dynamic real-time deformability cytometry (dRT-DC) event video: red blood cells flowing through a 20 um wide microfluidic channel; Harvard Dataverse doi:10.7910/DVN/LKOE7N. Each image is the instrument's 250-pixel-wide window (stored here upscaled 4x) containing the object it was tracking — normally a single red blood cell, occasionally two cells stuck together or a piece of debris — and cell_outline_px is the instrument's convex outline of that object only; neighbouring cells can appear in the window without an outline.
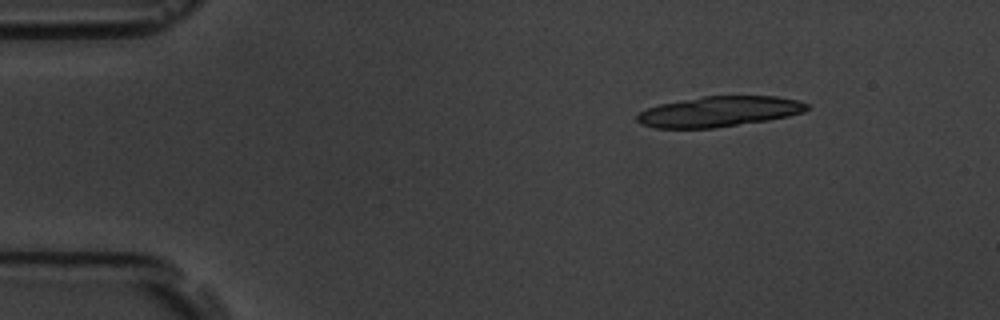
{"species": "common noctule bat (a hibernating species)", "species_latin": "Nyctalus noctula", "temperature_condition": "room temperature", "stored_images_in_passage": 10, "camera_frame_rate_fps": 3000, "um_per_image_px": 0.085, "animal": {"sex": "male", "body_mass_g": 19.5, "forearm_length_mm": 54.6}, "frame": {"image": 1, "passage_image": 2, "time_ms": 1.0, "image_size_px": [1000, 320], "cell_outline_px": [[808, 108], [804, 112], [788, 116], [768, 120], [716, 128], [656, 128], [640, 124], [636, 120], [636, 116], [640, 112], [648, 108], [660, 104], [704, 96], [776, 96], [800, 100], [808, 104]], "centroid_in_image_um": [61.14, 9.48], "position_along_channel_um": 23.9, "area_um2": 30.11}}
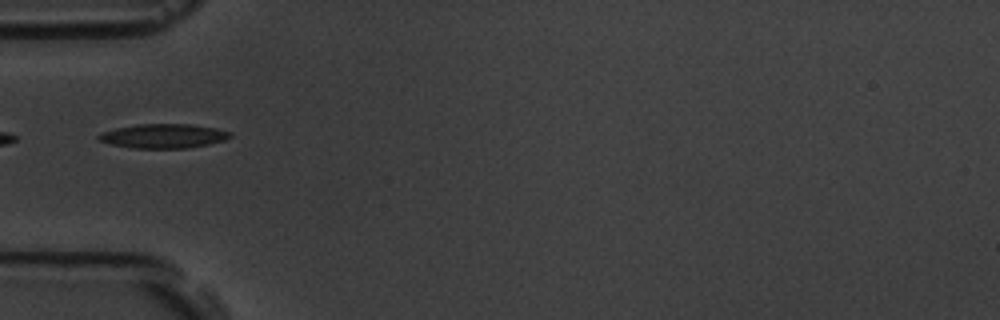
{"frame": {"image": 2, "passage_image": 5, "time_ms": 4.667, "image_size_px": [1000, 320], "cell_outline_px": [[232, 136], [224, 140], [208, 144], [188, 148], [132, 148], [112, 144], [100, 140], [96, 136], [104, 132], [116, 128], [136, 124], [192, 124], [216, 128], [232, 132]], "centroid_in_image_um": [13.93, 11.55], "position_along_channel_um": 71.1, "area_um2": 18.5}}
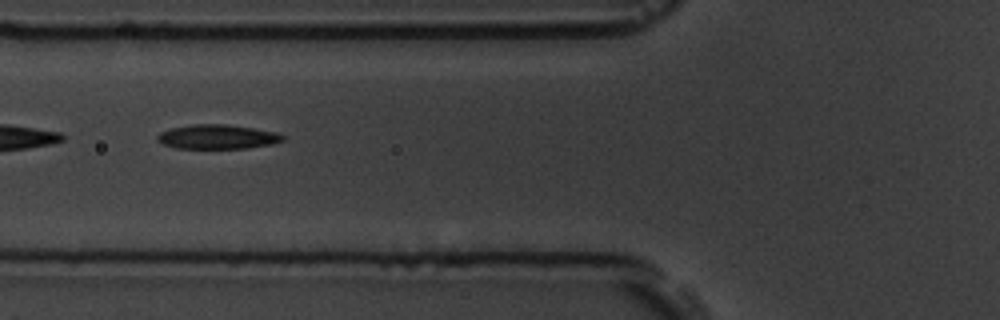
{"frame": {"image": 3, "passage_image": 6, "time_ms": 5.667, "image_size_px": [1000, 320], "cell_outline_px": [[284, 140], [272, 144], [244, 148], [176, 148], [164, 144], [156, 140], [156, 136], [160, 132], [172, 128], [192, 124], [228, 124], [276, 132], [284, 136]], "centroid_in_image_um": [18.46, 11.62], "position_along_channel_um": 107.3, "area_um2": 17.69}}